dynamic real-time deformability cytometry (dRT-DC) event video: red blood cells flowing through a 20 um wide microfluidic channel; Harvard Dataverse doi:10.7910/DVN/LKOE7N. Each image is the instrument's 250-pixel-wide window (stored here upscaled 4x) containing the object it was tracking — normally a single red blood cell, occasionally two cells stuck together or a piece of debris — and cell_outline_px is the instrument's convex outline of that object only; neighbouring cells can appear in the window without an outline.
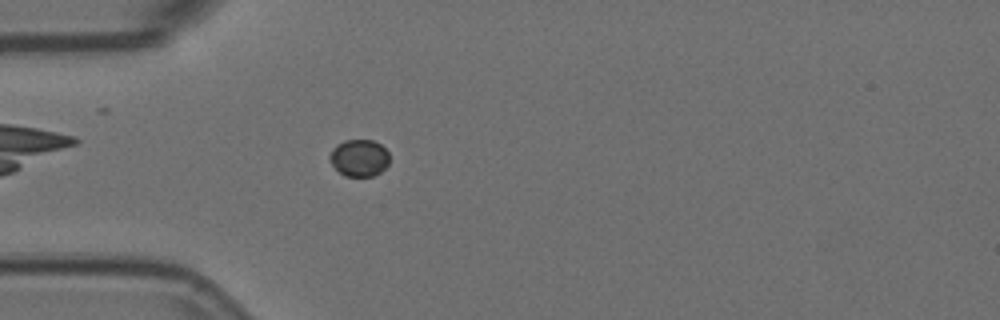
{"species": "Egyptian fruit bat (a non-hibernating species)", "species_latin": "Rousettus aegyptiacus", "temperature_condition": "room temperature", "stored_images_in_passage": 4, "camera_frame_rate_fps": 3000, "um_per_image_px": 0.085, "animal": {"sex": "female"}, "frame": {"image": 1, "passage_image": 4, "time_ms": 1.0, "image_size_px": [1000, 320], "cell_outline_px": [[388, 164], [380, 172], [372, 176], [344, 176], [332, 164], [328, 156], [332, 148], [336, 144], [344, 140], [372, 140], [380, 144], [388, 152]], "centroid_in_image_um": [30.51, 13.41], "position_along_channel_um": 54.5, "area_um2": 12.83}}